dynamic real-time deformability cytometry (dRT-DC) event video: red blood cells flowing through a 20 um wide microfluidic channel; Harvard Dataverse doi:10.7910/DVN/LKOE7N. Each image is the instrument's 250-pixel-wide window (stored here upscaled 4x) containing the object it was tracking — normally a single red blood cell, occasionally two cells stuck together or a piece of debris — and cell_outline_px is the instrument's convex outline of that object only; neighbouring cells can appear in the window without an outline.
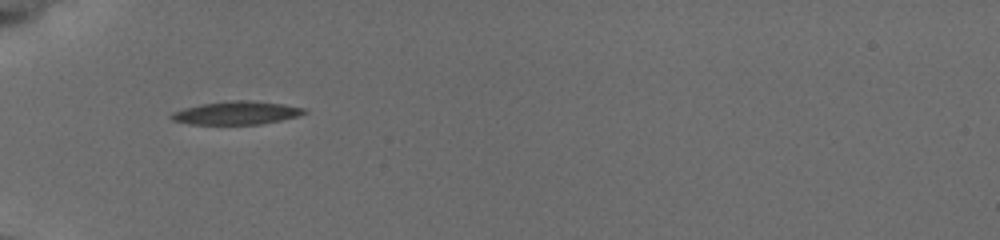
{"species": "common noctule bat (a hibernating species)", "species_latin": "Nyctalus noctula", "temperature_condition": "cold", "stored_images_in_passage": 4, "camera_frame_rate_fps": 3000, "um_per_image_px": 0.085, "animal": {"sex": "female", "body_mass_g": 19.5, "forearm_length_mm": 54.1}, "frame": {"image": 1, "passage_image": 1, "time_ms": 0.0, "image_size_px": [1000, 240], "cell_outline_px": [[308, 112], [300, 116], [260, 124], [188, 124], [172, 120], [168, 116], [172, 112], [184, 108], [200, 104], [232, 100], [248, 100], [284, 104], [308, 108]], "centroid_in_image_um": [20.12, 9.59], "position_along_channel_um": 64.9, "area_um2": 18.15}}